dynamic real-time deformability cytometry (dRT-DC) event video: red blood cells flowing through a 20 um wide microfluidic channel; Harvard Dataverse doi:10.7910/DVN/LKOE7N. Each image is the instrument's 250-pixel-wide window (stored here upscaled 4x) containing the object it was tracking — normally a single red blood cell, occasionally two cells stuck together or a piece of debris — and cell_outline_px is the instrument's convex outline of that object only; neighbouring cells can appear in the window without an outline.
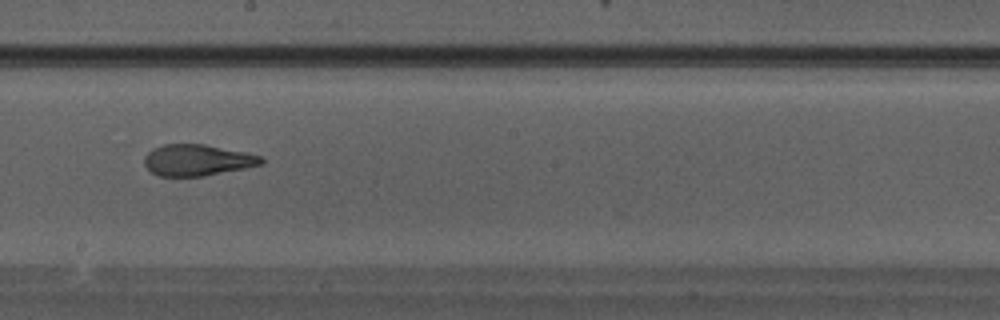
{"species": "Egyptian fruit bat (a non-hibernating species)", "species_latin": "Rousettus aegyptiacus", "temperature_condition": "warm", "stored_images_in_passage": 33, "camera_frame_rate_fps": 3000, "um_per_image_px": 0.085, "animal": {"sex": "male"}, "frame": {"image": 1, "passage_image": 19, "time_ms": 6.0, "image_size_px": [1000, 320], "cell_outline_px": [[264, 164], [204, 176], [160, 176], [152, 172], [144, 164], [144, 156], [152, 148], [164, 144], [204, 144], [248, 152], [260, 156], [264, 160]], "centroid_in_image_um": [16.78, 13.6], "position_along_channel_um": 231.4, "area_um2": 21.39}}